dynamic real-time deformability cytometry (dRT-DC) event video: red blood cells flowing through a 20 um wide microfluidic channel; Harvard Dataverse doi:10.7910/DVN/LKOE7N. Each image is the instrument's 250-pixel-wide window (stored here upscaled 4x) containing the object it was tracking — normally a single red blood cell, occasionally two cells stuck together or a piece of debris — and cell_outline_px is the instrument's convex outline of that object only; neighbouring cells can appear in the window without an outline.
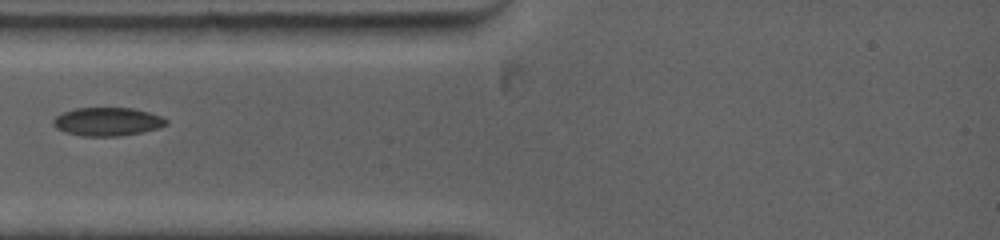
{"species": "common noctule bat (a hibernating species)", "species_latin": "Nyctalus noctula", "temperature_condition": "warm", "stored_images_in_passage": 5, "camera_frame_rate_fps": 5000, "um_per_image_px": 0.085, "animal": {"sex": "female", "body_mass_g": 19.0, "forearm_length_mm": 53.3}, "frame": {"image": 1, "passage_image": 3, "time_ms": 1.4, "image_size_px": [1000, 240], "cell_outline_px": [[168, 124], [160, 128], [120, 136], [80, 136], [64, 132], [56, 128], [52, 124], [52, 120], [56, 116], [64, 112], [76, 108], [132, 108], [148, 112], [160, 116], [168, 120]], "centroid_in_image_um": [9.11, 10.35], "position_along_channel_um": 75.9, "area_um2": 18.73}}
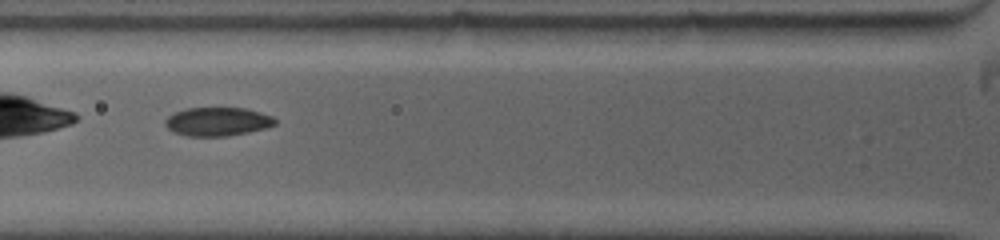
{"frame": {"image": 2, "passage_image": 4, "time_ms": 2.2, "image_size_px": [1000, 240], "cell_outline_px": [[276, 124], [264, 128], [248, 132], [228, 136], [188, 136], [172, 132], [164, 124], [164, 120], [168, 116], [176, 112], [188, 108], [244, 108], [260, 112], [272, 116], [276, 120]], "centroid_in_image_um": [18.47, 10.34], "position_along_channel_um": 107.3, "area_um2": 18.26}}